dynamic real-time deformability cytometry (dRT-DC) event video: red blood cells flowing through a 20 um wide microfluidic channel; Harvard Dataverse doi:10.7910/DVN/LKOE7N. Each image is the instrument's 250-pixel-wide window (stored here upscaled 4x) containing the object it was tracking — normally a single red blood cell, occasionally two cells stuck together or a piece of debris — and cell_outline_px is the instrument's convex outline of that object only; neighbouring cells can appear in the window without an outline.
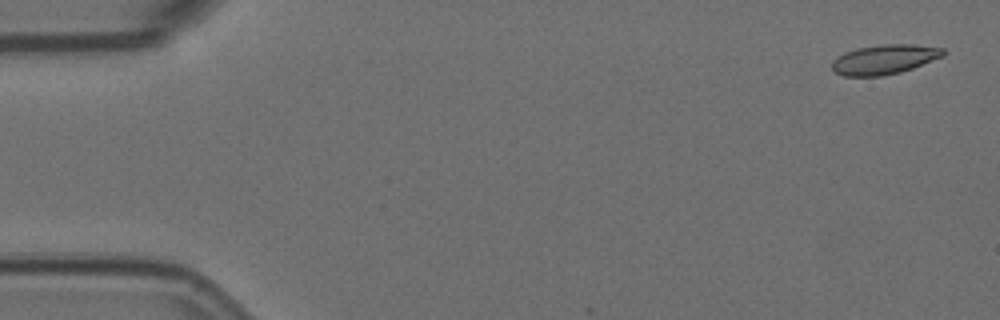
{"species": "Egyptian fruit bat (a non-hibernating species)", "species_latin": "Rousettus aegyptiacus", "temperature_condition": "room temperature", "stored_images_in_passage": 3, "camera_frame_rate_fps": 3000, "um_per_image_px": 0.085, "animal": {"sex": "female"}, "frame": {"image": 1, "passage_image": 1, "time_ms": 0.0, "image_size_px": [1000, 320], "cell_outline_px": [[944, 56], [912, 68], [900, 72], [880, 76], [844, 76], [836, 72], [832, 68], [832, 60], [836, 56], [844, 52], [856, 48], [884, 44], [912, 44], [944, 48]], "centroid_in_image_um": [75.15, 5.04], "position_along_channel_um": 9.9, "area_um2": 19.19}}